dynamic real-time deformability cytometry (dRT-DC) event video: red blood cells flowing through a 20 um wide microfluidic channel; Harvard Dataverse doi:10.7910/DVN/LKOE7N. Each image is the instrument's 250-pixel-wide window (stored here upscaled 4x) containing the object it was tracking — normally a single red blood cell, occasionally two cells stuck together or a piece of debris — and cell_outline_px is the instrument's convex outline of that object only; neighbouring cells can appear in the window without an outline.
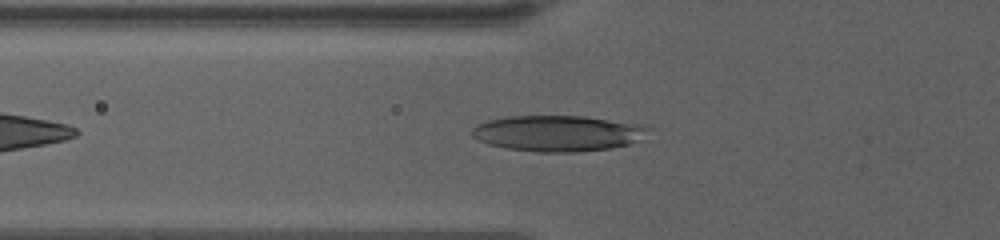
{"species": "human", "species_latin": "Homo sapiens", "temperature_condition": "warm", "stored_images_in_passage": 39, "camera_frame_rate_fps": 3000, "um_per_image_px": 0.085, "donor": {"sex": "female"}, "frame": {"image": 1, "passage_image": 11, "time_ms": 2.333, "image_size_px": [1000, 240], "cell_outline_px": [[652, 128], [640, 140], [628, 144], [612, 148], [576, 152], [540, 152], [508, 148], [488, 144], [472, 136], [472, 128], [476, 124], [488, 120], [504, 116], [584, 116]], "centroid_in_image_um": [47.35, 11.33], "position_along_channel_um": 78.4, "area_um2": 36.47}}
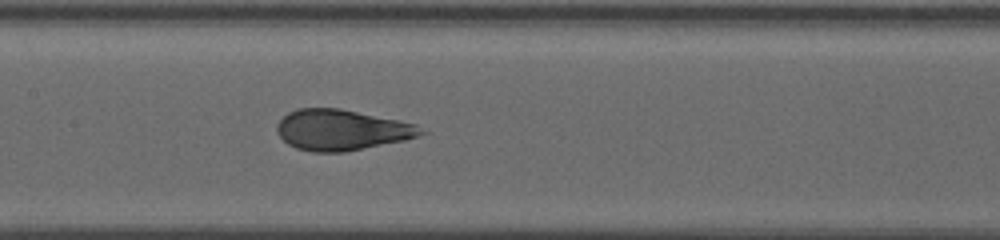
{"frame": {"image": 2, "passage_image": 18, "time_ms": 5.333, "image_size_px": [1000, 240], "cell_outline_px": [[428, 132], [404, 140], [344, 152], [312, 152], [296, 148], [288, 144], [276, 132], [276, 124], [288, 112], [296, 108], [340, 108], [416, 124]], "centroid_in_image_um": [29.0, 11.04], "position_along_channel_um": 178.4, "area_um2": 34.04}}
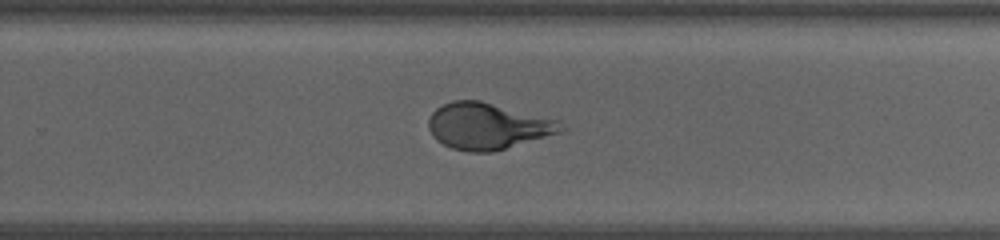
{"frame": {"image": 3, "passage_image": 35, "time_ms": 8.667, "image_size_px": [1000, 240], "cell_outline_px": [[564, 128], [560, 132], [492, 152], [468, 152], [452, 148], [436, 140], [432, 136], [428, 128], [428, 120], [432, 112], [436, 108], [452, 100], [480, 100], [560, 120]], "centroid_in_image_um": [41.42, 10.71], "position_along_channel_um": 288.4, "area_um2": 35.72}}